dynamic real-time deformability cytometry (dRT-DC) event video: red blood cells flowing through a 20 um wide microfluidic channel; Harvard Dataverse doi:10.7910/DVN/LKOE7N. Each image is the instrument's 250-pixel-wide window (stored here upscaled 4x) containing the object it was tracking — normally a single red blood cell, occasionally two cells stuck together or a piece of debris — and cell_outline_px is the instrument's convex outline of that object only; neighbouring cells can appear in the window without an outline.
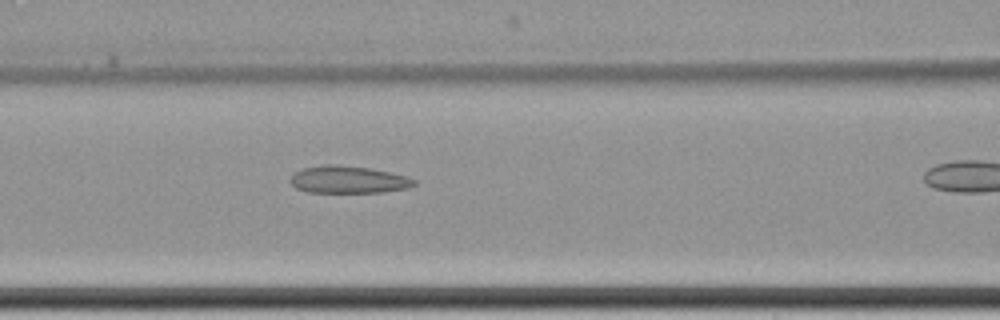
{"species": "common noctule bat (a hibernating species)", "species_latin": "Nyctalus noctula", "temperature_condition": "cold", "stored_images_in_passage": 8, "segment_of_instrument_passage": [1, 2], "camera_frame_rate_fps": 3000, "um_per_image_px": 0.085, "animal": {"sex": "female", "body_mass_g": 22.7, "forearm_length_mm": 54.2}, "frame": {"image": 1, "passage_image": 7, "time_ms": 8.0, "image_size_px": [1000, 320], "cell_outline_px": [[416, 184], [408, 188], [384, 192], [308, 192], [296, 188], [288, 180], [296, 172], [304, 168], [324, 164], [336, 164], [368, 168], [408, 176], [416, 180]], "centroid_in_image_um": [29.61, 15.27], "position_along_channel_um": 137.0, "area_um2": 19.65}}